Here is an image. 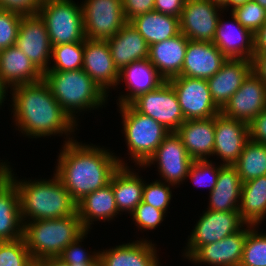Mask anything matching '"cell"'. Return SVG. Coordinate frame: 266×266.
<instances>
[{"instance_id": "cell-5", "label": "cell", "mask_w": 266, "mask_h": 266, "mask_svg": "<svg viewBox=\"0 0 266 266\" xmlns=\"http://www.w3.org/2000/svg\"><path fill=\"white\" fill-rule=\"evenodd\" d=\"M85 231L77 211L62 218L23 223V239L37 264L45 258L58 257Z\"/></svg>"}, {"instance_id": "cell-50", "label": "cell", "mask_w": 266, "mask_h": 266, "mask_svg": "<svg viewBox=\"0 0 266 266\" xmlns=\"http://www.w3.org/2000/svg\"><path fill=\"white\" fill-rule=\"evenodd\" d=\"M37 266H99V265H69L58 257H49L41 260Z\"/></svg>"}, {"instance_id": "cell-34", "label": "cell", "mask_w": 266, "mask_h": 266, "mask_svg": "<svg viewBox=\"0 0 266 266\" xmlns=\"http://www.w3.org/2000/svg\"><path fill=\"white\" fill-rule=\"evenodd\" d=\"M233 166L243 183L266 175V144L249 139Z\"/></svg>"}, {"instance_id": "cell-15", "label": "cell", "mask_w": 266, "mask_h": 266, "mask_svg": "<svg viewBox=\"0 0 266 266\" xmlns=\"http://www.w3.org/2000/svg\"><path fill=\"white\" fill-rule=\"evenodd\" d=\"M266 109V84L252 71L221 109L228 118L249 124Z\"/></svg>"}, {"instance_id": "cell-12", "label": "cell", "mask_w": 266, "mask_h": 266, "mask_svg": "<svg viewBox=\"0 0 266 266\" xmlns=\"http://www.w3.org/2000/svg\"><path fill=\"white\" fill-rule=\"evenodd\" d=\"M131 105L139 113L153 118L170 132H176L186 121L176 92L168 81L156 90L140 95Z\"/></svg>"}, {"instance_id": "cell-55", "label": "cell", "mask_w": 266, "mask_h": 266, "mask_svg": "<svg viewBox=\"0 0 266 266\" xmlns=\"http://www.w3.org/2000/svg\"><path fill=\"white\" fill-rule=\"evenodd\" d=\"M214 1L215 3H218L220 5H222L226 0H212Z\"/></svg>"}, {"instance_id": "cell-36", "label": "cell", "mask_w": 266, "mask_h": 266, "mask_svg": "<svg viewBox=\"0 0 266 266\" xmlns=\"http://www.w3.org/2000/svg\"><path fill=\"white\" fill-rule=\"evenodd\" d=\"M247 224V236L239 266H266V233Z\"/></svg>"}, {"instance_id": "cell-35", "label": "cell", "mask_w": 266, "mask_h": 266, "mask_svg": "<svg viewBox=\"0 0 266 266\" xmlns=\"http://www.w3.org/2000/svg\"><path fill=\"white\" fill-rule=\"evenodd\" d=\"M84 41L52 46L53 62L47 71H75L82 69Z\"/></svg>"}, {"instance_id": "cell-47", "label": "cell", "mask_w": 266, "mask_h": 266, "mask_svg": "<svg viewBox=\"0 0 266 266\" xmlns=\"http://www.w3.org/2000/svg\"><path fill=\"white\" fill-rule=\"evenodd\" d=\"M185 1L186 0H155L154 10L162 14L180 18Z\"/></svg>"}, {"instance_id": "cell-26", "label": "cell", "mask_w": 266, "mask_h": 266, "mask_svg": "<svg viewBox=\"0 0 266 266\" xmlns=\"http://www.w3.org/2000/svg\"><path fill=\"white\" fill-rule=\"evenodd\" d=\"M107 42L118 71L134 61L148 58L149 45L130 22Z\"/></svg>"}, {"instance_id": "cell-45", "label": "cell", "mask_w": 266, "mask_h": 266, "mask_svg": "<svg viewBox=\"0 0 266 266\" xmlns=\"http://www.w3.org/2000/svg\"><path fill=\"white\" fill-rule=\"evenodd\" d=\"M155 0H122L123 11L129 22L135 16L154 10Z\"/></svg>"}, {"instance_id": "cell-4", "label": "cell", "mask_w": 266, "mask_h": 266, "mask_svg": "<svg viewBox=\"0 0 266 266\" xmlns=\"http://www.w3.org/2000/svg\"><path fill=\"white\" fill-rule=\"evenodd\" d=\"M43 80L65 113L77 125L80 112L98 110L108 103V95L83 69L46 71Z\"/></svg>"}, {"instance_id": "cell-33", "label": "cell", "mask_w": 266, "mask_h": 266, "mask_svg": "<svg viewBox=\"0 0 266 266\" xmlns=\"http://www.w3.org/2000/svg\"><path fill=\"white\" fill-rule=\"evenodd\" d=\"M238 212L246 224L253 226L266 219V175L242 184Z\"/></svg>"}, {"instance_id": "cell-42", "label": "cell", "mask_w": 266, "mask_h": 266, "mask_svg": "<svg viewBox=\"0 0 266 266\" xmlns=\"http://www.w3.org/2000/svg\"><path fill=\"white\" fill-rule=\"evenodd\" d=\"M22 14L0 9V50L15 45Z\"/></svg>"}, {"instance_id": "cell-3", "label": "cell", "mask_w": 266, "mask_h": 266, "mask_svg": "<svg viewBox=\"0 0 266 266\" xmlns=\"http://www.w3.org/2000/svg\"><path fill=\"white\" fill-rule=\"evenodd\" d=\"M8 162L10 180L18 188L22 222L56 219L73 215L77 204L60 179L53 174L51 179L19 180Z\"/></svg>"}, {"instance_id": "cell-37", "label": "cell", "mask_w": 266, "mask_h": 266, "mask_svg": "<svg viewBox=\"0 0 266 266\" xmlns=\"http://www.w3.org/2000/svg\"><path fill=\"white\" fill-rule=\"evenodd\" d=\"M0 266H37L23 237L0 244Z\"/></svg>"}, {"instance_id": "cell-18", "label": "cell", "mask_w": 266, "mask_h": 266, "mask_svg": "<svg viewBox=\"0 0 266 266\" xmlns=\"http://www.w3.org/2000/svg\"><path fill=\"white\" fill-rule=\"evenodd\" d=\"M82 69L109 96L117 86L119 71L115 67L107 40H84Z\"/></svg>"}, {"instance_id": "cell-13", "label": "cell", "mask_w": 266, "mask_h": 266, "mask_svg": "<svg viewBox=\"0 0 266 266\" xmlns=\"http://www.w3.org/2000/svg\"><path fill=\"white\" fill-rule=\"evenodd\" d=\"M224 12L222 5L212 0H186L180 17V33L189 40L212 42Z\"/></svg>"}, {"instance_id": "cell-16", "label": "cell", "mask_w": 266, "mask_h": 266, "mask_svg": "<svg viewBox=\"0 0 266 266\" xmlns=\"http://www.w3.org/2000/svg\"><path fill=\"white\" fill-rule=\"evenodd\" d=\"M249 140V126L243 121L225 117L222 113L215 116V141L213 156L221 159L222 165H233Z\"/></svg>"}, {"instance_id": "cell-51", "label": "cell", "mask_w": 266, "mask_h": 266, "mask_svg": "<svg viewBox=\"0 0 266 266\" xmlns=\"http://www.w3.org/2000/svg\"><path fill=\"white\" fill-rule=\"evenodd\" d=\"M10 180L8 162L5 160L0 164V189Z\"/></svg>"}, {"instance_id": "cell-32", "label": "cell", "mask_w": 266, "mask_h": 266, "mask_svg": "<svg viewBox=\"0 0 266 266\" xmlns=\"http://www.w3.org/2000/svg\"><path fill=\"white\" fill-rule=\"evenodd\" d=\"M23 237L18 188L9 180L0 189V238L13 241Z\"/></svg>"}, {"instance_id": "cell-17", "label": "cell", "mask_w": 266, "mask_h": 266, "mask_svg": "<svg viewBox=\"0 0 266 266\" xmlns=\"http://www.w3.org/2000/svg\"><path fill=\"white\" fill-rule=\"evenodd\" d=\"M124 82L126 94H121L117 105H129L140 95L159 88L166 79L157 71L149 59L134 61L119 71L117 86Z\"/></svg>"}, {"instance_id": "cell-39", "label": "cell", "mask_w": 266, "mask_h": 266, "mask_svg": "<svg viewBox=\"0 0 266 266\" xmlns=\"http://www.w3.org/2000/svg\"><path fill=\"white\" fill-rule=\"evenodd\" d=\"M89 231H85L74 242L63 249L58 256L64 263L69 265H99V250L89 252L83 249L82 242L87 238Z\"/></svg>"}, {"instance_id": "cell-30", "label": "cell", "mask_w": 266, "mask_h": 266, "mask_svg": "<svg viewBox=\"0 0 266 266\" xmlns=\"http://www.w3.org/2000/svg\"><path fill=\"white\" fill-rule=\"evenodd\" d=\"M130 166H121L112 175V190L120 215L131 214L142 202L145 179Z\"/></svg>"}, {"instance_id": "cell-11", "label": "cell", "mask_w": 266, "mask_h": 266, "mask_svg": "<svg viewBox=\"0 0 266 266\" xmlns=\"http://www.w3.org/2000/svg\"><path fill=\"white\" fill-rule=\"evenodd\" d=\"M167 81L176 92L185 120L208 119L221 113L212 99L207 79L176 76Z\"/></svg>"}, {"instance_id": "cell-44", "label": "cell", "mask_w": 266, "mask_h": 266, "mask_svg": "<svg viewBox=\"0 0 266 266\" xmlns=\"http://www.w3.org/2000/svg\"><path fill=\"white\" fill-rule=\"evenodd\" d=\"M41 4L42 0H0V9L30 15L37 14Z\"/></svg>"}, {"instance_id": "cell-54", "label": "cell", "mask_w": 266, "mask_h": 266, "mask_svg": "<svg viewBox=\"0 0 266 266\" xmlns=\"http://www.w3.org/2000/svg\"><path fill=\"white\" fill-rule=\"evenodd\" d=\"M266 9V0H253Z\"/></svg>"}, {"instance_id": "cell-9", "label": "cell", "mask_w": 266, "mask_h": 266, "mask_svg": "<svg viewBox=\"0 0 266 266\" xmlns=\"http://www.w3.org/2000/svg\"><path fill=\"white\" fill-rule=\"evenodd\" d=\"M81 7L86 39L107 40L128 22L122 0H84Z\"/></svg>"}, {"instance_id": "cell-7", "label": "cell", "mask_w": 266, "mask_h": 266, "mask_svg": "<svg viewBox=\"0 0 266 266\" xmlns=\"http://www.w3.org/2000/svg\"><path fill=\"white\" fill-rule=\"evenodd\" d=\"M37 14L47 27L52 46L86 39L81 4L73 0H42Z\"/></svg>"}, {"instance_id": "cell-43", "label": "cell", "mask_w": 266, "mask_h": 266, "mask_svg": "<svg viewBox=\"0 0 266 266\" xmlns=\"http://www.w3.org/2000/svg\"><path fill=\"white\" fill-rule=\"evenodd\" d=\"M166 214L143 201L130 214L131 219L135 222V226L141 232L155 230L165 220Z\"/></svg>"}, {"instance_id": "cell-29", "label": "cell", "mask_w": 266, "mask_h": 266, "mask_svg": "<svg viewBox=\"0 0 266 266\" xmlns=\"http://www.w3.org/2000/svg\"><path fill=\"white\" fill-rule=\"evenodd\" d=\"M242 180L233 165H223L217 182L209 193L208 210L226 212L239 211Z\"/></svg>"}, {"instance_id": "cell-19", "label": "cell", "mask_w": 266, "mask_h": 266, "mask_svg": "<svg viewBox=\"0 0 266 266\" xmlns=\"http://www.w3.org/2000/svg\"><path fill=\"white\" fill-rule=\"evenodd\" d=\"M220 15L212 43L227 59H254V34L231 14L225 21Z\"/></svg>"}, {"instance_id": "cell-53", "label": "cell", "mask_w": 266, "mask_h": 266, "mask_svg": "<svg viewBox=\"0 0 266 266\" xmlns=\"http://www.w3.org/2000/svg\"><path fill=\"white\" fill-rule=\"evenodd\" d=\"M9 88L3 83V81L0 79V108L2 105L4 106V101L7 99L6 96H8Z\"/></svg>"}, {"instance_id": "cell-21", "label": "cell", "mask_w": 266, "mask_h": 266, "mask_svg": "<svg viewBox=\"0 0 266 266\" xmlns=\"http://www.w3.org/2000/svg\"><path fill=\"white\" fill-rule=\"evenodd\" d=\"M152 240L142 238L99 251V266H162Z\"/></svg>"}, {"instance_id": "cell-10", "label": "cell", "mask_w": 266, "mask_h": 266, "mask_svg": "<svg viewBox=\"0 0 266 266\" xmlns=\"http://www.w3.org/2000/svg\"><path fill=\"white\" fill-rule=\"evenodd\" d=\"M193 161L183 146L181 138L175 132H171L163 139L147 162L138 168L140 170L150 168L156 163L160 181L180 187V184L186 180Z\"/></svg>"}, {"instance_id": "cell-49", "label": "cell", "mask_w": 266, "mask_h": 266, "mask_svg": "<svg viewBox=\"0 0 266 266\" xmlns=\"http://www.w3.org/2000/svg\"><path fill=\"white\" fill-rule=\"evenodd\" d=\"M260 52H266V22L254 33V56Z\"/></svg>"}, {"instance_id": "cell-28", "label": "cell", "mask_w": 266, "mask_h": 266, "mask_svg": "<svg viewBox=\"0 0 266 266\" xmlns=\"http://www.w3.org/2000/svg\"><path fill=\"white\" fill-rule=\"evenodd\" d=\"M77 213L86 231L92 229L91 225L94 224V221L114 220L119 212L112 190V178L110 183L87 194L80 200L77 203Z\"/></svg>"}, {"instance_id": "cell-20", "label": "cell", "mask_w": 266, "mask_h": 266, "mask_svg": "<svg viewBox=\"0 0 266 266\" xmlns=\"http://www.w3.org/2000/svg\"><path fill=\"white\" fill-rule=\"evenodd\" d=\"M246 227V228H245ZM247 236V224L240 231L198 248L189 258L191 263L211 266H239Z\"/></svg>"}, {"instance_id": "cell-48", "label": "cell", "mask_w": 266, "mask_h": 266, "mask_svg": "<svg viewBox=\"0 0 266 266\" xmlns=\"http://www.w3.org/2000/svg\"><path fill=\"white\" fill-rule=\"evenodd\" d=\"M253 71L266 84V52L257 53L253 59Z\"/></svg>"}, {"instance_id": "cell-24", "label": "cell", "mask_w": 266, "mask_h": 266, "mask_svg": "<svg viewBox=\"0 0 266 266\" xmlns=\"http://www.w3.org/2000/svg\"><path fill=\"white\" fill-rule=\"evenodd\" d=\"M193 160L213 157L215 116L208 119L186 120L175 132Z\"/></svg>"}, {"instance_id": "cell-25", "label": "cell", "mask_w": 266, "mask_h": 266, "mask_svg": "<svg viewBox=\"0 0 266 266\" xmlns=\"http://www.w3.org/2000/svg\"><path fill=\"white\" fill-rule=\"evenodd\" d=\"M0 79L9 88L20 84L36 83L43 73L16 46L0 50Z\"/></svg>"}, {"instance_id": "cell-31", "label": "cell", "mask_w": 266, "mask_h": 266, "mask_svg": "<svg viewBox=\"0 0 266 266\" xmlns=\"http://www.w3.org/2000/svg\"><path fill=\"white\" fill-rule=\"evenodd\" d=\"M129 22L149 46L180 34V18L162 14L155 10L137 15Z\"/></svg>"}, {"instance_id": "cell-2", "label": "cell", "mask_w": 266, "mask_h": 266, "mask_svg": "<svg viewBox=\"0 0 266 266\" xmlns=\"http://www.w3.org/2000/svg\"><path fill=\"white\" fill-rule=\"evenodd\" d=\"M109 150L77 139L63 143L53 173L76 204L87 194L110 183L120 165L128 166L122 157Z\"/></svg>"}, {"instance_id": "cell-14", "label": "cell", "mask_w": 266, "mask_h": 266, "mask_svg": "<svg viewBox=\"0 0 266 266\" xmlns=\"http://www.w3.org/2000/svg\"><path fill=\"white\" fill-rule=\"evenodd\" d=\"M15 45L43 74L52 64V45L47 27L38 14L22 16Z\"/></svg>"}, {"instance_id": "cell-1", "label": "cell", "mask_w": 266, "mask_h": 266, "mask_svg": "<svg viewBox=\"0 0 266 266\" xmlns=\"http://www.w3.org/2000/svg\"><path fill=\"white\" fill-rule=\"evenodd\" d=\"M10 94L13 123L25 137L38 139L65 134L63 142L75 140L73 135L79 125L65 113L43 79L14 86Z\"/></svg>"}, {"instance_id": "cell-6", "label": "cell", "mask_w": 266, "mask_h": 266, "mask_svg": "<svg viewBox=\"0 0 266 266\" xmlns=\"http://www.w3.org/2000/svg\"><path fill=\"white\" fill-rule=\"evenodd\" d=\"M129 158L143 166L171 132L153 118L139 113L131 104L118 106Z\"/></svg>"}, {"instance_id": "cell-27", "label": "cell", "mask_w": 266, "mask_h": 266, "mask_svg": "<svg viewBox=\"0 0 266 266\" xmlns=\"http://www.w3.org/2000/svg\"><path fill=\"white\" fill-rule=\"evenodd\" d=\"M189 39L182 33L149 46L148 59L167 80L180 76Z\"/></svg>"}, {"instance_id": "cell-52", "label": "cell", "mask_w": 266, "mask_h": 266, "mask_svg": "<svg viewBox=\"0 0 266 266\" xmlns=\"http://www.w3.org/2000/svg\"><path fill=\"white\" fill-rule=\"evenodd\" d=\"M248 1H251V0H226L222 4V8L224 11L228 12L229 9L233 10L234 8L243 5L247 3Z\"/></svg>"}, {"instance_id": "cell-46", "label": "cell", "mask_w": 266, "mask_h": 266, "mask_svg": "<svg viewBox=\"0 0 266 266\" xmlns=\"http://www.w3.org/2000/svg\"><path fill=\"white\" fill-rule=\"evenodd\" d=\"M248 126L249 139L256 143L266 144V109L257 115Z\"/></svg>"}, {"instance_id": "cell-8", "label": "cell", "mask_w": 266, "mask_h": 266, "mask_svg": "<svg viewBox=\"0 0 266 266\" xmlns=\"http://www.w3.org/2000/svg\"><path fill=\"white\" fill-rule=\"evenodd\" d=\"M200 215L188 235L183 258L188 259L198 248L222 240L246 225L238 211L219 212L206 209Z\"/></svg>"}, {"instance_id": "cell-40", "label": "cell", "mask_w": 266, "mask_h": 266, "mask_svg": "<svg viewBox=\"0 0 266 266\" xmlns=\"http://www.w3.org/2000/svg\"><path fill=\"white\" fill-rule=\"evenodd\" d=\"M230 12L243 27L249 29L253 34L266 22V9L253 0L230 10Z\"/></svg>"}, {"instance_id": "cell-41", "label": "cell", "mask_w": 266, "mask_h": 266, "mask_svg": "<svg viewBox=\"0 0 266 266\" xmlns=\"http://www.w3.org/2000/svg\"><path fill=\"white\" fill-rule=\"evenodd\" d=\"M171 187H174V185L160 181V179L150 183L145 181L142 201L163 211L167 216L168 207L173 195Z\"/></svg>"}, {"instance_id": "cell-22", "label": "cell", "mask_w": 266, "mask_h": 266, "mask_svg": "<svg viewBox=\"0 0 266 266\" xmlns=\"http://www.w3.org/2000/svg\"><path fill=\"white\" fill-rule=\"evenodd\" d=\"M226 61L227 58L212 42L189 40L180 76L208 79Z\"/></svg>"}, {"instance_id": "cell-38", "label": "cell", "mask_w": 266, "mask_h": 266, "mask_svg": "<svg viewBox=\"0 0 266 266\" xmlns=\"http://www.w3.org/2000/svg\"><path fill=\"white\" fill-rule=\"evenodd\" d=\"M222 166V164H216L210 159L194 160L191 163L186 179H191L198 188L206 187L210 193L216 185L219 170Z\"/></svg>"}, {"instance_id": "cell-23", "label": "cell", "mask_w": 266, "mask_h": 266, "mask_svg": "<svg viewBox=\"0 0 266 266\" xmlns=\"http://www.w3.org/2000/svg\"><path fill=\"white\" fill-rule=\"evenodd\" d=\"M253 71V62L246 59H227L221 69L207 79L215 104L222 109Z\"/></svg>"}]
</instances>
